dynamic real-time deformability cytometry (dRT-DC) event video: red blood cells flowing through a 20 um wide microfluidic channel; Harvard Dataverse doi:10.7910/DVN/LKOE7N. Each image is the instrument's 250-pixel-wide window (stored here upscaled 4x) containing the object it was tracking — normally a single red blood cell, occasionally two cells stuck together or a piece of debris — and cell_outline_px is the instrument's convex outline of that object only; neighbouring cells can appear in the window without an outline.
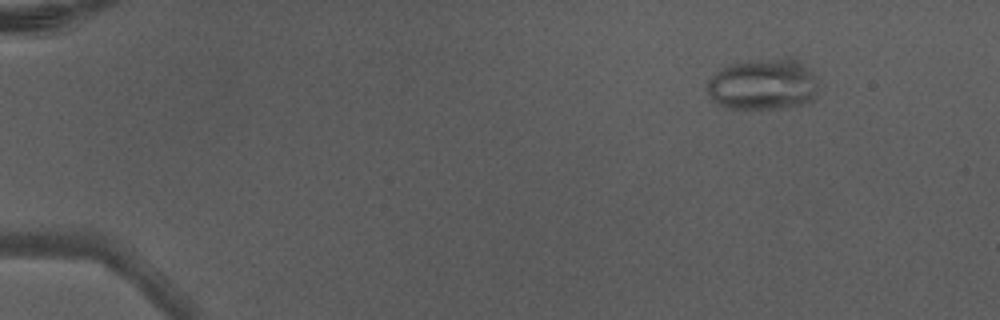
{"species": "Egyptian fruit bat (a non-hibernating species)", "species_latin": "Rousettus aegyptiacus", "temperature_condition": "warm", "stored_images_in_passage": 4, "camera_frame_rate_fps": 3000, "um_per_image_px": 0.085, "animal": {"sex": "male"}, "frame": {"image": 1, "passage_image": 2, "time_ms": 0.333, "image_size_px": [1000, 320], "cell_outline_px": [[816, 92], [812, 100], [804, 104], [780, 108], [724, 108], [716, 104], [712, 100], [704, 88], [708, 80], [720, 68], [728, 64], [748, 60], [792, 60], [808, 68], [816, 76]], "centroid_in_image_um": [64.77, 7.2], "position_along_channel_um": 20.2, "area_um2": 33.0}}